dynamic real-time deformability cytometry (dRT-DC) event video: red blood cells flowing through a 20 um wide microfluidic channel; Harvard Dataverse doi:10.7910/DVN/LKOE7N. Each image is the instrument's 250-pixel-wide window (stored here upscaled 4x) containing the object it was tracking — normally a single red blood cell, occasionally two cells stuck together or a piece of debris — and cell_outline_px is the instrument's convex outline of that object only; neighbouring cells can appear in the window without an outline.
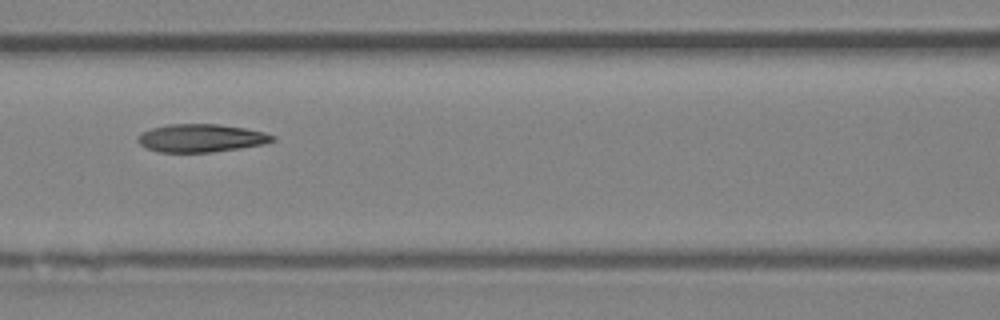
{"species": "Egyptian fruit bat (a non-hibernating species)", "species_latin": "Rousettus aegyptiacus", "temperature_condition": "room temperature", "stored_images_in_passage": 7, "camera_frame_rate_fps": 3000, "um_per_image_px": 0.085, "animal": {"sex": "female"}, "frame": {"image": 1, "passage_image": 7, "time_ms": 7.667, "image_size_px": [1000, 320], "cell_outline_px": [[276, 140], [264, 144], [240, 148], [212, 152], [160, 152], [148, 148], [140, 144], [140, 132], [152, 128], [168, 124], [216, 124], [244, 128], [264, 132], [276, 136]], "centroid_in_image_um": [17.13, 11.73], "position_along_channel_um": 149.5, "area_um2": 21.79}}